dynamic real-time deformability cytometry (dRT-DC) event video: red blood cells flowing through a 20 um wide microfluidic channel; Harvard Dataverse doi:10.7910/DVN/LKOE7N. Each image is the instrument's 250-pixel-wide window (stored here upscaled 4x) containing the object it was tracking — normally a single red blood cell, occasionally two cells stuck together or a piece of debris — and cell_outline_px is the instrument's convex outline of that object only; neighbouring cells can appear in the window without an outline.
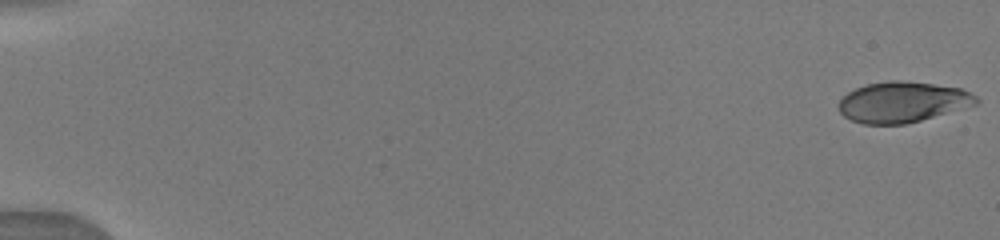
{"species": "human", "species_latin": "Homo sapiens", "temperature_condition": "warm", "stored_images_in_passage": 24, "camera_frame_rate_fps": 3000, "um_per_image_px": 0.085, "donor": {"sex": "male"}, "frame": {"image": 1, "passage_image": 1, "time_ms": 0.0, "image_size_px": [1000, 240], "cell_outline_px": [[980, 100], [976, 104], [920, 120], [904, 124], [864, 124], [852, 120], [844, 116], [840, 112], [840, 100], [848, 92], [856, 88], [868, 84], [888, 80], [900, 80], [932, 84], [960, 88], [976, 96]], "centroid_in_image_um": [76.7, 8.67], "position_along_channel_um": 8.3, "area_um2": 32.08}}
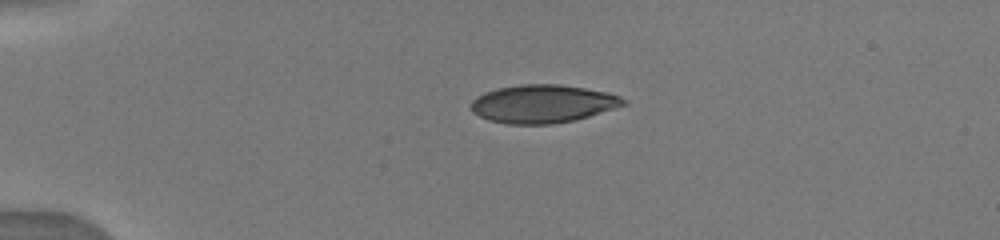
{"frame": {"image": 2, "passage_image": 17, "time_ms": 4.0, "image_size_px": [1000, 240], "cell_outline_px": [[628, 104], [576, 120], [552, 124], [504, 124], [488, 120], [472, 112], [472, 100], [476, 96], [484, 92], [500, 88], [520, 84], [560, 84], [608, 92], [620, 96]], "centroid_in_image_um": [46.13, 8.83], "position_along_channel_um": 38.9, "area_um2": 33.93}}